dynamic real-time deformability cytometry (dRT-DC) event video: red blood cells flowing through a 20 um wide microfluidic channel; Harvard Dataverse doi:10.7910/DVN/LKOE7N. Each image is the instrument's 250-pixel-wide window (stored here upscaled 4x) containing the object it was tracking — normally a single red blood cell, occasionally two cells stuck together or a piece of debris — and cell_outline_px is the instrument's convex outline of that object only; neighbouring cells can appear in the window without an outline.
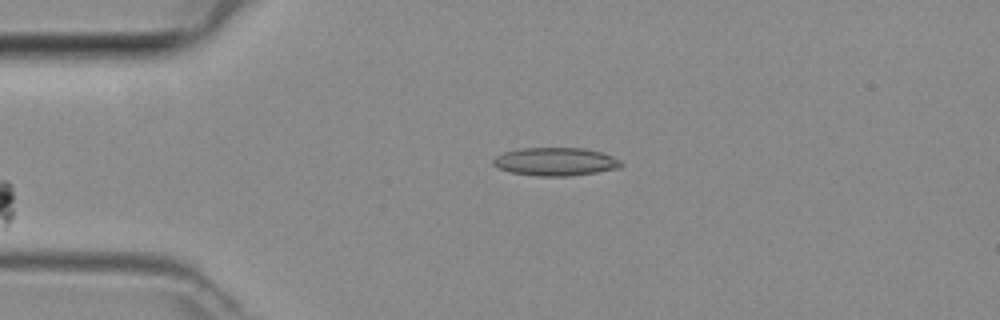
{"species": "common noctule bat (a hibernating species)", "species_latin": "Nyctalus noctula", "temperature_condition": "room temperature", "stored_images_in_passage": 3, "camera_frame_rate_fps": 3000, "um_per_image_px": 0.085, "animal": {"sex": "female", "body_mass_g": 29.2, "forearm_length_mm": 56.3}, "frame": {"image": 1, "passage_image": 3, "time_ms": 0.667, "image_size_px": [1000, 320], "cell_outline_px": [[624, 164], [620, 168], [596, 172], [568, 176], [536, 176], [512, 172], [496, 168], [492, 164], [492, 160], [496, 156], [504, 152], [520, 148], [584, 148], [600, 152], [612, 156], [620, 160]], "centroid_in_image_um": [47.2, 13.74], "position_along_channel_um": 37.8, "area_um2": 21.04}}